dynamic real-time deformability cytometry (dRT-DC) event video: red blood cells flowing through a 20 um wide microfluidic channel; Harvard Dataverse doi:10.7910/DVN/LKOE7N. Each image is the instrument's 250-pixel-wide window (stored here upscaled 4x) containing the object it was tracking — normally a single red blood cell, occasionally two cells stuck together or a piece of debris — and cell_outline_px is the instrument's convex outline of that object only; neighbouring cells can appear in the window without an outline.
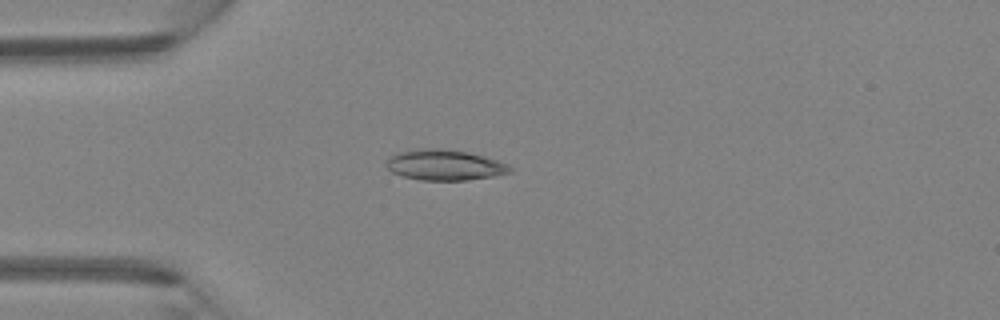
{"species": "Egyptian fruit bat (a non-hibernating species)", "species_latin": "Rousettus aegyptiacus", "temperature_condition": "room temperature", "stored_images_in_passage": 46, "camera_frame_rate_fps": 3000, "um_per_image_px": 0.085, "animal": {"sex": "female"}, "frame": {"image": 1, "passage_image": 12, "time_ms": 3.667, "image_size_px": [1000, 320], "cell_outline_px": [[512, 172], [492, 176], [468, 180], [420, 180], [404, 176], [392, 172], [384, 164], [396, 152], [416, 148], [440, 148], [468, 152], [484, 156], [508, 164], [512, 168]], "centroid_in_image_um": [37.78, 14.01], "position_along_channel_um": 47.2, "area_um2": 22.08}}
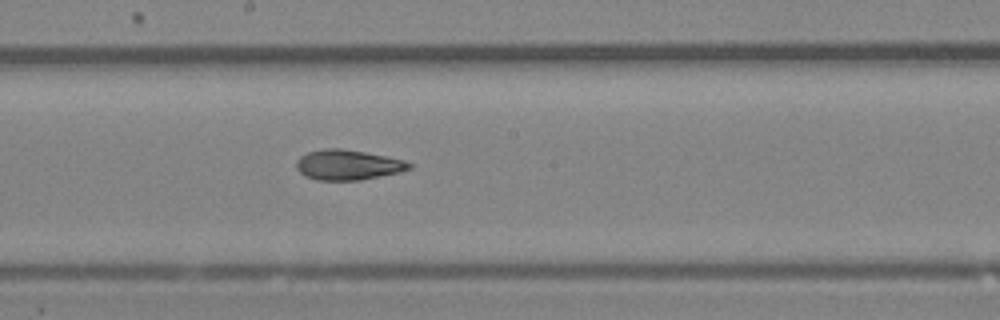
{"frame": {"image": 2, "passage_image": 25, "time_ms": 8.0, "image_size_px": [1000, 320], "cell_outline_px": [[412, 168], [400, 172], [360, 180], [316, 180], [304, 176], [296, 168], [296, 160], [300, 156], [308, 152], [324, 148], [340, 148], [388, 156], [404, 160], [412, 164]], "centroid_in_image_um": [29.56, 14.01], "position_along_channel_um": 218.6, "area_um2": 19.94}}
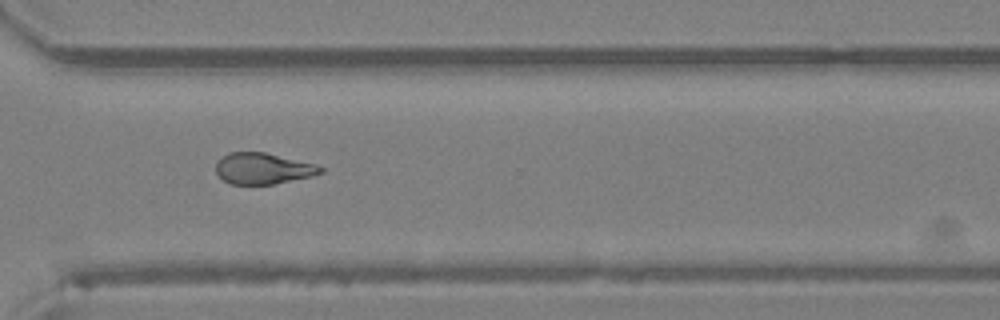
{"frame": {"image": 3, "passage_image": 34, "time_ms": 11.0, "image_size_px": [1000, 320], "cell_outline_px": [[324, 172], [312, 176], [272, 184], [232, 184], [224, 180], [216, 172], [216, 164], [228, 152], [264, 152], [316, 164], [324, 168]], "centroid_in_image_um": [22.38, 14.32], "position_along_channel_um": 348.2, "area_um2": 18.79}, "authors_computed_cell_mechanics": {"area_um2": 20.2878, "velocity_mm_per_s": 4.3167, "shape_relaxation_time_tau1_ms": 6.7677, "shape_relaxation_time_tau2_ms": 5.6261, "deformation_change_tau1": 0.1645, "deformation_change_tau2": 0.1266}}